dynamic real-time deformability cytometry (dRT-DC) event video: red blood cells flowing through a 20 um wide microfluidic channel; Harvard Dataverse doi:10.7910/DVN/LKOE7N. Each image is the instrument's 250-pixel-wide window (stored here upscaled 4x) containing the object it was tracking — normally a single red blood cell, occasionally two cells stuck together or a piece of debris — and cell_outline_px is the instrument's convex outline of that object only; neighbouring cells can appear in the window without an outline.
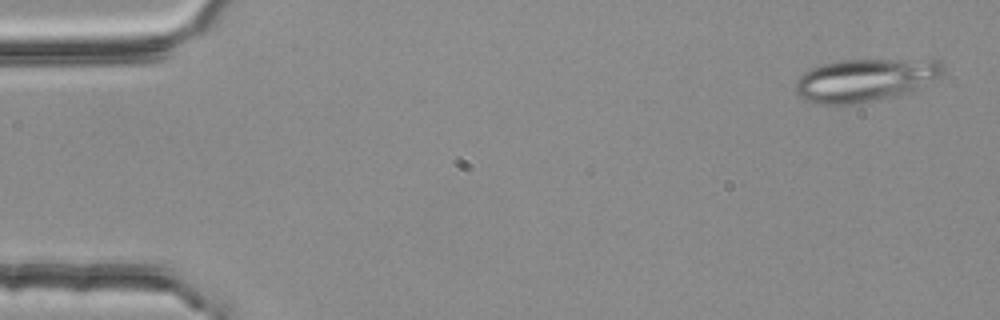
{"species": "common noctule bat (a hibernating species)", "species_latin": "Nyctalus noctula", "temperature_condition": "room temperature", "stored_images_in_passage": 54, "segment_of_instrument_passage": [1, 2], "camera_frame_rate_fps": 3000, "um_per_image_px": 0.085, "animal": {"sex": "female", "body_mass_g": 25.1}, "frame": {"image": 1, "passage_image": 2, "time_ms": 0.333, "image_size_px": [1000, 320], "cell_outline_px": [[944, 72], [940, 76], [912, 92], [896, 96], [856, 104], [816, 104], [804, 100], [792, 88], [796, 80], [804, 72], [812, 68], [836, 60], [940, 60], [944, 64]], "centroid_in_image_um": [73.52, 6.81], "position_along_channel_um": 11.5, "area_um2": 37.11}}